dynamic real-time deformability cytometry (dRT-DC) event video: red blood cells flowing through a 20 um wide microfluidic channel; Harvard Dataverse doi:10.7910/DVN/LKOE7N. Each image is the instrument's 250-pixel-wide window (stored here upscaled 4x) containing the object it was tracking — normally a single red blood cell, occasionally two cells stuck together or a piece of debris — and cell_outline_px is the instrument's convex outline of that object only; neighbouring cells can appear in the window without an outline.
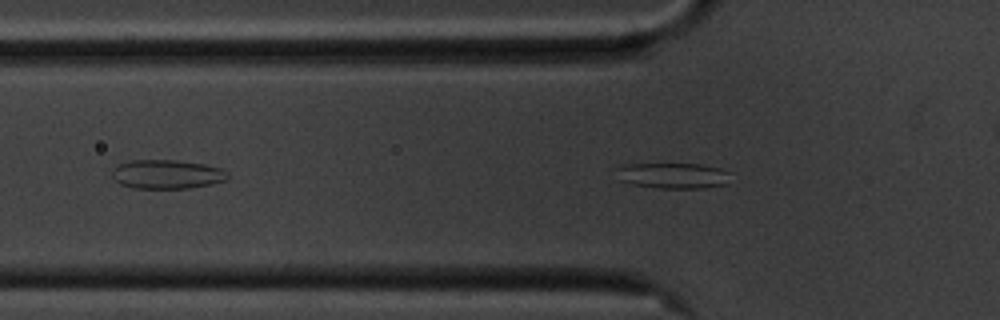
{"species": "common noctule bat (a hibernating species)", "species_latin": "Nyctalus noctula", "temperature_condition": "cold", "stored_images_in_passage": 41, "camera_frame_rate_fps": 3000, "um_per_image_px": 0.085, "animal": {"sex": "male", "body_mass_g": 20.1, "forearm_length_mm": 53.5}, "frame": {"image": 1, "passage_image": 8, "time_ms": 2.333, "image_size_px": [1000, 320], "cell_outline_px": [[728, 184], [704, 188], [660, 188], [632, 184], [620, 180], [616, 168], [624, 164], [700, 164], [720, 168], [728, 172]], "centroid_in_image_um": [57.21, 14.92], "position_along_channel_um": 68.6, "area_um2": 16.99}}
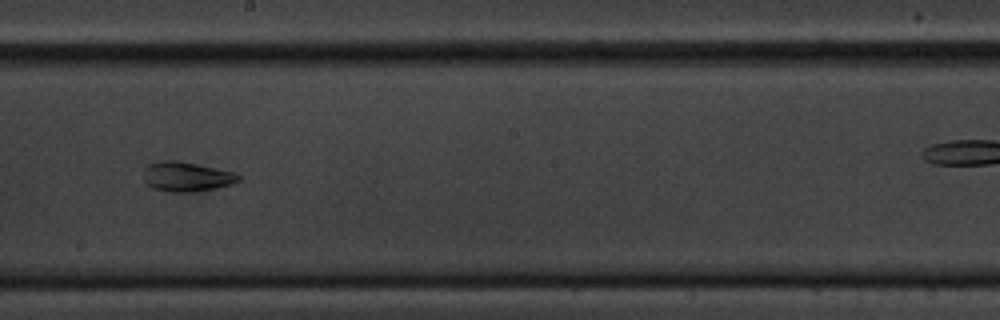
{"frame": {"image": 2, "passage_image": 22, "time_ms": 7.0, "image_size_px": [1000, 320], "cell_outline_px": [[240, 180], [232, 184], [216, 188], [196, 192], [168, 192], [152, 188], [144, 180], [144, 168], [148, 164], [156, 160], [176, 160], [236, 172], [240, 176]], "centroid_in_image_um": [15.85, 15.01], "position_along_channel_um": 232.4, "area_um2": 16.65}}
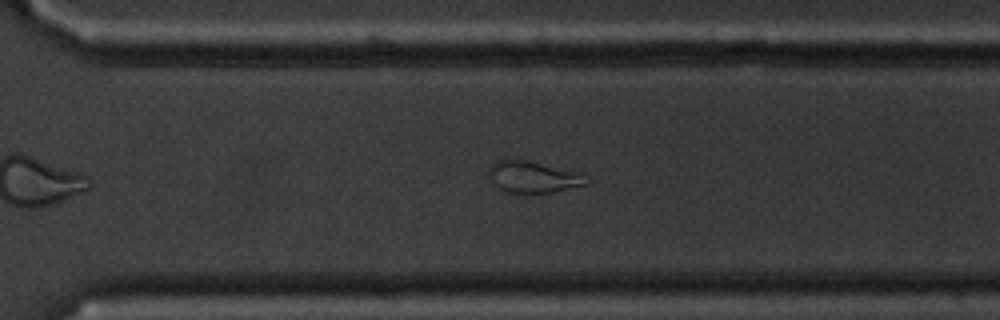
{"frame": {"image": 3, "passage_image": 30, "time_ms": 9.667, "image_size_px": [1000, 320], "cell_outline_px": [[588, 184], [552, 192], [504, 192], [496, 184], [488, 172], [492, 164], [496, 160], [508, 156], [528, 160], [580, 172]], "centroid_in_image_um": [45.28, 14.99], "position_along_channel_um": 325.3, "area_um2": 17.92}, "authors_computed_cell_mechanics": {"area_um2": 17.2822, "velocity_mm_per_s": 3.5048, "shape_relaxation_time_tau1_ms": null, "shape_relaxation_time_tau2_ms": 2.9116, "deformation_change_tau1": null, "deformation_change_tau2": 0.08}}